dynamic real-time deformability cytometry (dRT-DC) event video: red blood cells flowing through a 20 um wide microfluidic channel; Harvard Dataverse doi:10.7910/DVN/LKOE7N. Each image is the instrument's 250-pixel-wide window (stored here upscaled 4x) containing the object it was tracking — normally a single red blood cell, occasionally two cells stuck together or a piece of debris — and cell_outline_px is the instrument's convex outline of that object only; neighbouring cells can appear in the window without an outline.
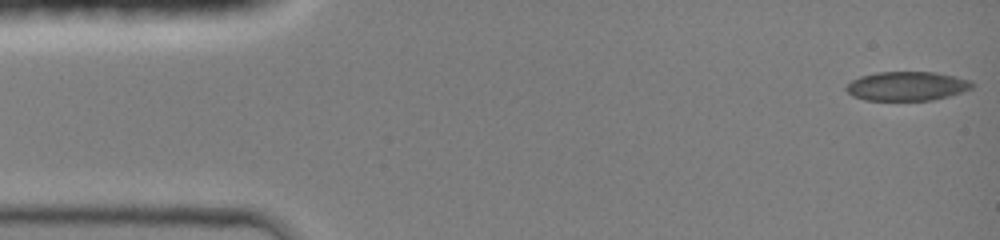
{"species": "common noctule bat (a hibernating species)", "species_latin": "Nyctalus noctula", "temperature_condition": "room temperature", "stored_images_in_passage": 47, "camera_frame_rate_fps": 3000, "um_per_image_px": 0.085, "animal": {"sex": "female", "body_mass_g": 19.0, "forearm_length_mm": 51.5}, "frame": {"image": 1, "passage_image": 1, "time_ms": 0.0, "image_size_px": [1000, 240], "cell_outline_px": [[976, 84], [972, 88], [948, 96], [932, 100], [864, 100], [852, 96], [844, 88], [852, 80], [860, 76], [876, 72], [936, 72], [956, 76], [972, 80]], "centroid_in_image_um": [77.1, 7.31], "position_along_channel_um": 7.9, "area_um2": 21.5}}
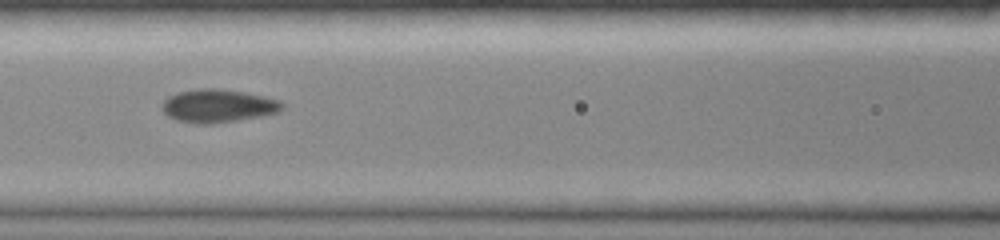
{"frame": {"image": 2, "passage_image": 23, "time_ms": 6.0, "image_size_px": [1000, 240], "cell_outline_px": [[284, 108], [280, 112], [264, 116], [212, 124], [196, 124], [176, 120], [168, 116], [164, 112], [160, 104], [168, 96], [176, 92], [200, 88], [216, 88], [244, 92], [264, 96], [280, 100], [284, 104]], "centroid_in_image_um": [18.54, 9.0], "position_along_channel_um": 148.1, "area_um2": 23.58}}
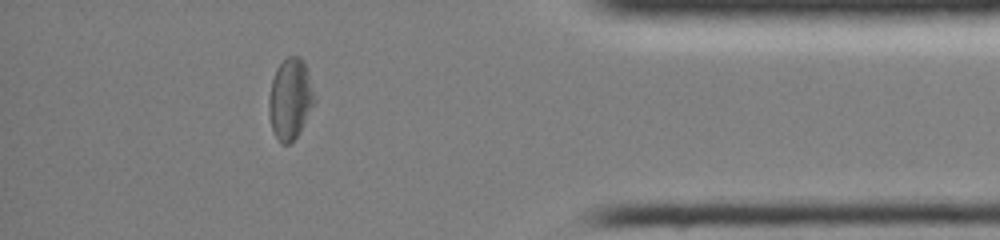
{"frame": {"image": 3, "passage_image": 41, "time_ms": 12.667, "image_size_px": [1000, 240], "cell_outline_px": [[316, 100], [300, 132], [288, 144], [280, 144], [272, 128], [268, 112], [268, 100], [272, 80], [276, 68], [288, 56], [300, 56], [304, 60], [316, 96]], "centroid_in_image_um": [24.68, 8.39], "position_along_channel_um": 410.5, "area_um2": 21.62}, "authors_computed_cell_mechanics": {"area_um2": 21.964, "velocity_mm_per_s": 4.2563, "shape_relaxation_time_tau1_ms": 6.5785, "shape_relaxation_time_tau2_ms": 2.0408, "deformation_change_tau1": 0.1752, "deformation_change_tau2": 0.0494}}